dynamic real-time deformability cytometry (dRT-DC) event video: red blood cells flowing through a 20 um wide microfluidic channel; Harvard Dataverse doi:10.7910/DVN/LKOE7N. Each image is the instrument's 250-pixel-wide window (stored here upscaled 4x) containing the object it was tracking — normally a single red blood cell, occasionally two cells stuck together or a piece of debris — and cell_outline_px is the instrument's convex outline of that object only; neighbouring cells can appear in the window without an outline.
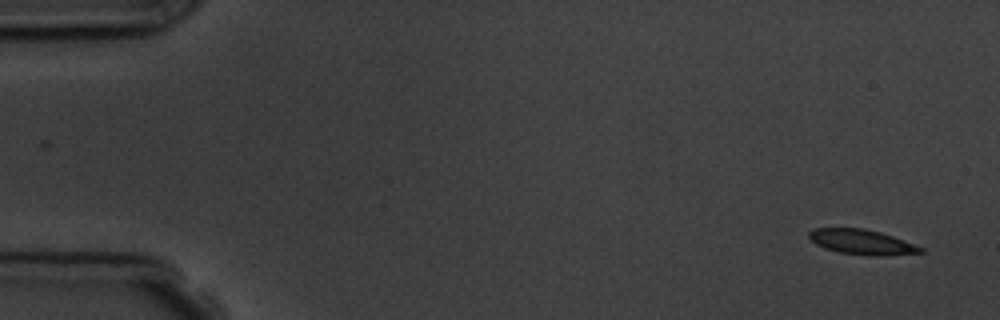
{"species": "common noctule bat (a hibernating species)", "species_latin": "Nyctalus noctula", "temperature_condition": "room temperature", "stored_images_in_passage": 4, "camera_frame_rate_fps": 3000, "um_per_image_px": 0.085, "animal": {"sex": "male", "body_mass_g": 19.5, "forearm_length_mm": 54.6}, "frame": {"image": 1, "passage_image": 1, "time_ms": 0.0, "image_size_px": [1000, 320], "cell_outline_px": [[924, 252], [880, 256], [872, 256], [840, 252], [824, 248], [816, 244], [808, 236], [808, 232], [812, 228], [864, 228], [880, 232], [892, 236], [924, 248]], "centroid_in_image_um": [73.23, 20.56], "position_along_channel_um": 11.8, "area_um2": 16.13}}
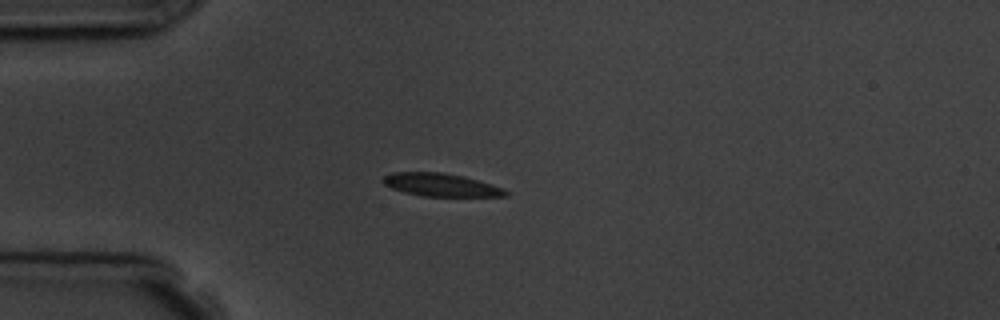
{"frame": {"image": 2, "passage_image": 4, "time_ms": 4.0, "image_size_px": [1000, 320], "cell_outline_px": [[508, 196], [420, 196], [404, 192], [392, 188], [384, 184], [380, 180], [384, 176], [392, 172], [444, 172], [464, 176], [504, 188], [508, 192]], "centroid_in_image_um": [37.45, 15.71], "position_along_channel_um": 47.5, "area_um2": 16.47}}